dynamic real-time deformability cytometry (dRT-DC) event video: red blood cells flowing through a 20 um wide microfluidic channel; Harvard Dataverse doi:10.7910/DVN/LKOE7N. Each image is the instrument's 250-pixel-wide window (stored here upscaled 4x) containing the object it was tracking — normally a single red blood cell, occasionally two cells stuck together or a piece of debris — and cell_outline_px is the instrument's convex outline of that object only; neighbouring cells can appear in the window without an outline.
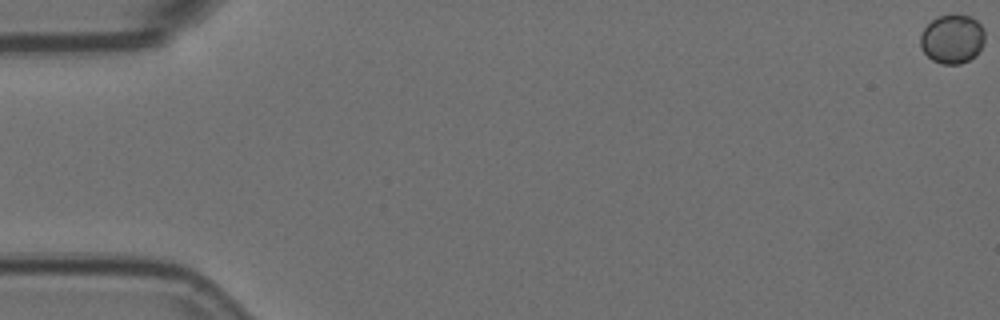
{"species": "Egyptian fruit bat (a non-hibernating species)", "species_latin": "Rousettus aegyptiacus", "temperature_condition": "room temperature", "stored_images_in_passage": 6, "camera_frame_rate_fps": 3000, "um_per_image_px": 0.085, "animal": {"sex": "female"}, "frame": {"image": 1, "passage_image": 1, "time_ms": 0.0, "image_size_px": [1000, 320], "cell_outline_px": [[984, 40], [976, 56], [960, 64], [940, 64], [932, 60], [920, 48], [920, 36], [924, 28], [932, 20], [940, 16], [952, 12], [956, 12], [972, 16], [984, 28]], "centroid_in_image_um": [80.94, 3.28], "position_along_channel_um": 4.1, "area_um2": 18.79}}
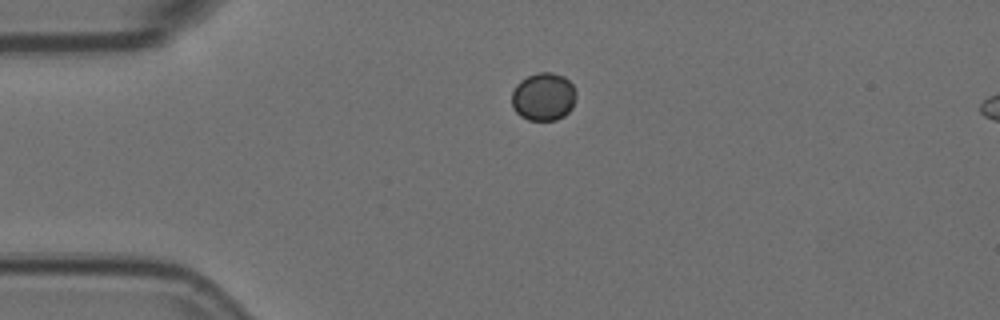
{"frame": {"image": 2, "passage_image": 4, "time_ms": 1.0, "image_size_px": [1000, 320], "cell_outline_px": [[576, 96], [572, 108], [564, 116], [556, 120], [528, 120], [520, 116], [512, 108], [512, 92], [516, 84], [520, 80], [536, 72], [552, 72], [564, 76], [572, 84], [576, 92]], "centroid_in_image_um": [46.19, 8.22], "position_along_channel_um": 38.8, "area_um2": 18.21}}
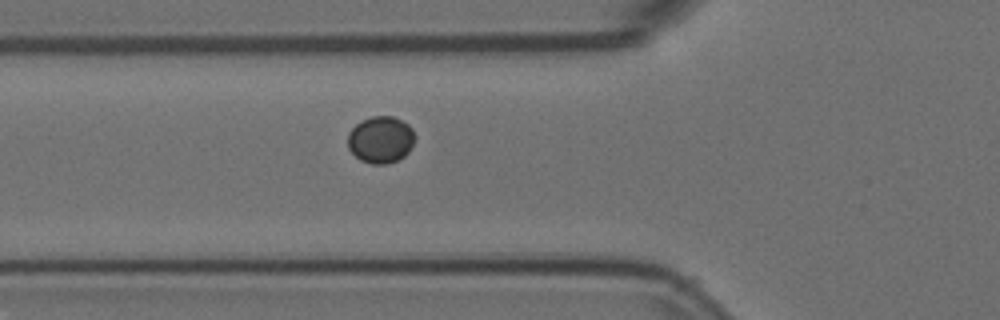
{"frame": {"image": 3, "passage_image": 6, "time_ms": 1.667, "image_size_px": [1000, 320], "cell_outline_px": [[412, 144], [408, 152], [404, 156], [388, 164], [372, 164], [360, 160], [348, 148], [348, 132], [360, 120], [372, 116], [392, 116], [408, 124], [412, 128]], "centroid_in_image_um": [32.32, 11.87], "position_along_channel_um": 93.5, "area_um2": 18.15}}